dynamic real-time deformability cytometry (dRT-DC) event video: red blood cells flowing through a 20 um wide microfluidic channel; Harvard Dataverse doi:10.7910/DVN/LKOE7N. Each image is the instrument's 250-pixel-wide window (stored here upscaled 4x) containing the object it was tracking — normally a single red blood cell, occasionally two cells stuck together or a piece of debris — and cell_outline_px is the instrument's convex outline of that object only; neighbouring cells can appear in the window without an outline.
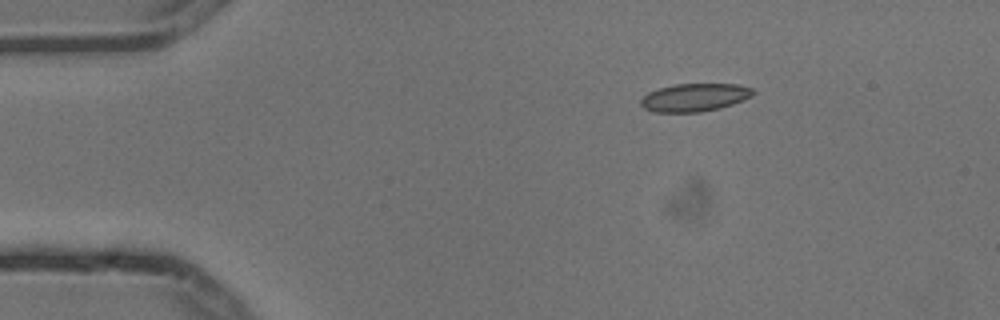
{"species": "common noctule bat (a hibernating species)", "species_latin": "Nyctalus noctula", "temperature_condition": "cold", "stored_images_in_passage": 4, "camera_frame_rate_fps": 3000, "um_per_image_px": 0.085, "animal": {"sex": "male", "body_mass_g": 13.3}, "frame": {"image": 1, "passage_image": 4, "time_ms": 1.0, "image_size_px": [1000, 320], "cell_outline_px": [[756, 92], [752, 96], [744, 100], [720, 108], [700, 112], [652, 112], [644, 108], [640, 104], [640, 100], [648, 92], [660, 88], [676, 84], [736, 84], [752, 88]], "centroid_in_image_um": [59.05, 8.28], "position_along_channel_um": 26.0, "area_um2": 18.32}}